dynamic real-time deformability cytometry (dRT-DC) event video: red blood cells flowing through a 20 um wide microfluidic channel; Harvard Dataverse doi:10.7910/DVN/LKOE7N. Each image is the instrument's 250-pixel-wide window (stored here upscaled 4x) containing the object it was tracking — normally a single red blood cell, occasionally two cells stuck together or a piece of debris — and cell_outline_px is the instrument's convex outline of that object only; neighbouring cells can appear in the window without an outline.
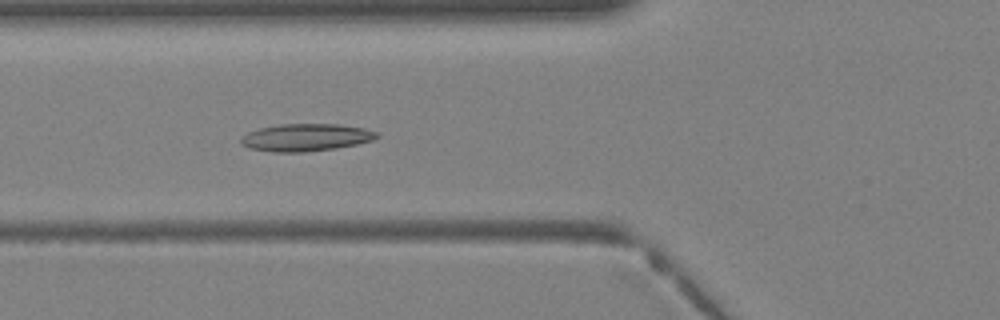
{"species": "Egyptian fruit bat (a non-hibernating species)", "species_latin": "Rousettus aegyptiacus", "temperature_condition": "warm", "stored_images_in_passage": 38, "camera_frame_rate_fps": 3000, "um_per_image_px": 0.085, "animal": {"sex": "female"}, "frame": {"image": 1, "passage_image": 14, "time_ms": 4.333, "image_size_px": [1000, 320], "cell_outline_px": [[380, 136], [372, 140], [356, 144], [336, 148], [304, 152], [272, 152], [252, 148], [240, 144], [240, 140], [248, 132], [260, 128], [280, 124], [336, 124], [364, 128], [380, 132]], "centroid_in_image_um": [26.03, 11.68], "position_along_channel_um": 99.8, "area_um2": 21.62}}
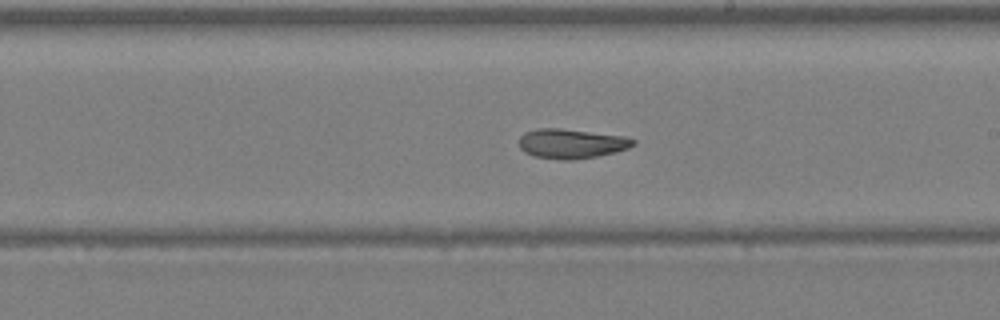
{"frame": {"image": 2, "passage_image": 22, "time_ms": 7.0, "image_size_px": [1000, 320], "cell_outline_px": [[636, 144], [628, 148], [596, 156], [572, 160], [564, 160], [536, 156], [524, 152], [520, 148], [520, 136], [524, 132], [536, 128], [560, 128], [624, 136], [636, 140]], "centroid_in_image_um": [48.55, 12.19], "position_along_channel_um": 240.4, "area_um2": 19.54}}
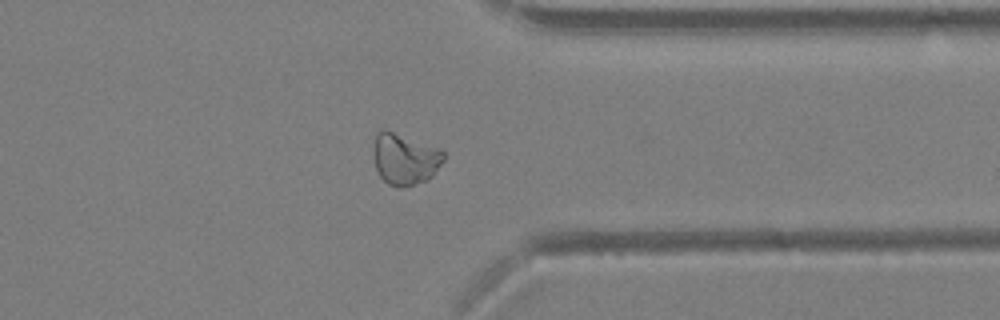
{"frame": {"image": 3, "passage_image": 30, "time_ms": 9.667, "image_size_px": [1000, 320], "cell_outline_px": [[444, 160], [432, 176], [428, 180], [400, 188], [396, 188], [388, 184], [380, 176], [376, 168], [372, 144], [376, 132], [384, 128], [440, 148], [444, 152]], "centroid_in_image_um": [34.39, 13.49], "position_along_channel_um": 377.0, "area_um2": 21.33}}